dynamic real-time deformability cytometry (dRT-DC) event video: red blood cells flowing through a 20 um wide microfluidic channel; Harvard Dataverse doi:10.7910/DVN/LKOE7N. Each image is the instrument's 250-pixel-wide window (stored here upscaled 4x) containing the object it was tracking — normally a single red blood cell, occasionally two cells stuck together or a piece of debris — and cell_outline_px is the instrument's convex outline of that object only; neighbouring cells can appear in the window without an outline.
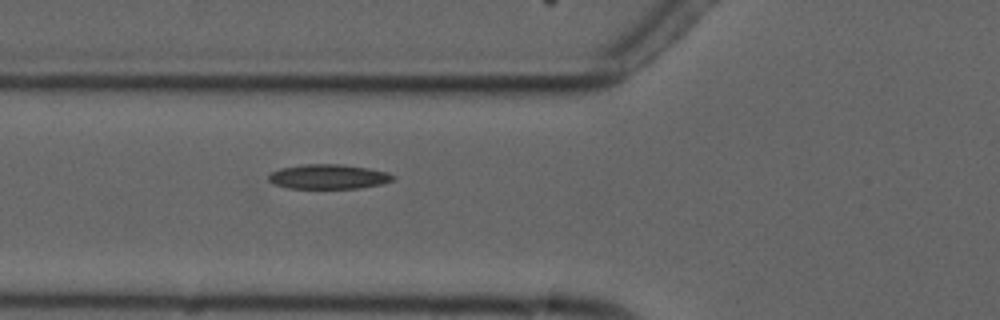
{"species": "common noctule bat (a hibernating species)", "species_latin": "Nyctalus noctula", "temperature_condition": "cold", "stored_images_in_passage": 4, "camera_frame_rate_fps": 3000, "um_per_image_px": 0.085, "animal": {"sex": "male", "forearm_length_mm": 52.5}, "frame": {"image": 1, "passage_image": 4, "time_ms": 3.667, "image_size_px": [1000, 320], "cell_outline_px": [[396, 180], [384, 184], [360, 188], [288, 188], [276, 184], [268, 180], [268, 176], [272, 172], [280, 168], [304, 164], [340, 164], [368, 168], [388, 172], [396, 176]], "centroid_in_image_um": [27.99, 15.01], "position_along_channel_um": 97.8, "area_um2": 17.98}}